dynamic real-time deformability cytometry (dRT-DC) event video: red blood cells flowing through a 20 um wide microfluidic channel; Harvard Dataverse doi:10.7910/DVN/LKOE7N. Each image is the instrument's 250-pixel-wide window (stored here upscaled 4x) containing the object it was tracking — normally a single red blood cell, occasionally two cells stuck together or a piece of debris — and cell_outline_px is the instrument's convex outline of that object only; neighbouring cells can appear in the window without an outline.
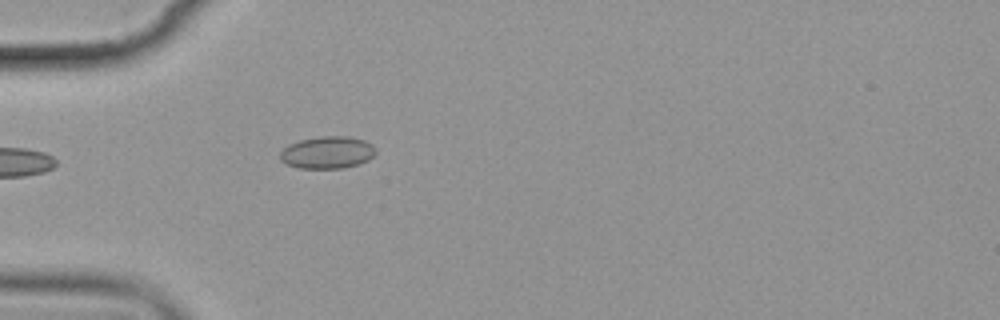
{"species": "common noctule bat (a hibernating species)", "species_latin": "Nyctalus noctula", "temperature_condition": "cold", "stored_images_in_passage": 3, "camera_frame_rate_fps": 3000, "um_per_image_px": 0.085, "animal": {"sex": "female", "body_mass_g": 19.9}, "frame": {"image": 1, "passage_image": 3, "time_ms": 2.667, "image_size_px": [1000, 320], "cell_outline_px": [[376, 152], [368, 160], [360, 164], [344, 168], [300, 168], [284, 164], [280, 160], [280, 152], [288, 144], [300, 140], [320, 136], [348, 136], [364, 140], [372, 144], [376, 148]], "centroid_in_image_um": [27.82, 12.96], "position_along_channel_um": 57.2, "area_um2": 18.15}}